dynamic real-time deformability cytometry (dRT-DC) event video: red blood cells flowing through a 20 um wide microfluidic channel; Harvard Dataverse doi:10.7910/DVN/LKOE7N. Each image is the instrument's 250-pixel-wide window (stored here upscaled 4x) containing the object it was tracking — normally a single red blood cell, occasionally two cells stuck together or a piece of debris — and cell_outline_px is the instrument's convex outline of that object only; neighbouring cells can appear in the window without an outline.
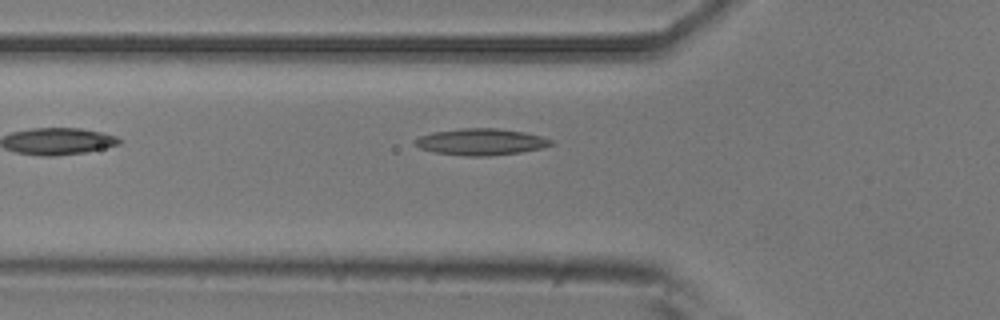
{"species": "common noctule bat (a hibernating species)", "species_latin": "Nyctalus noctula", "temperature_condition": "room temperature", "stored_images_in_passage": 32, "camera_frame_rate_fps": 3000, "um_per_image_px": 0.085, "animal": {"sex": "male", "body_mass_g": 20.5, "forearm_length_mm": 52.5}, "frame": {"image": 1, "passage_image": 4, "time_ms": 1.0, "image_size_px": [1000, 320], "cell_outline_px": [[556, 144], [544, 148], [520, 152], [488, 156], [464, 156], [436, 152], [420, 148], [412, 140], [420, 136], [432, 132], [464, 128], [496, 128], [524, 132], [540, 136], [552, 140]], "centroid_in_image_um": [40.91, 12.06], "position_along_channel_um": 84.9, "area_um2": 21.04}}
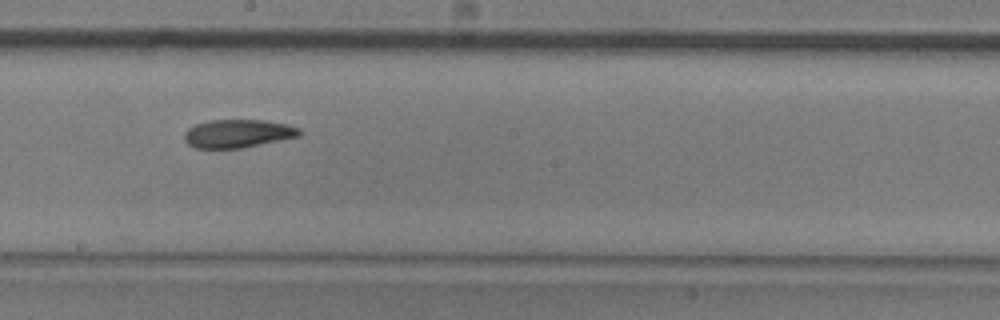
{"frame": {"image": 2, "passage_image": 15, "time_ms": 4.667, "image_size_px": [1000, 320], "cell_outline_px": [[304, 132], [300, 136], [244, 148], [192, 148], [184, 140], [184, 132], [188, 128], [196, 124], [208, 120], [264, 120], [288, 124], [300, 128]], "centroid_in_image_um": [20.24, 11.35], "position_along_channel_um": 228.0, "area_um2": 19.25}}
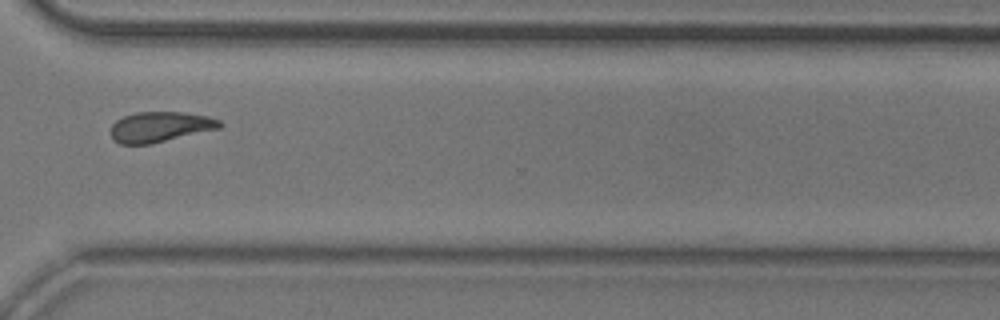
{"frame": {"image": 3, "passage_image": 25, "time_ms": 8.0, "image_size_px": [1000, 320], "cell_outline_px": [[224, 124], [220, 128], [148, 144], [120, 144], [112, 140], [112, 124], [116, 120], [124, 116], [136, 112], [184, 112], [208, 116], [220, 120]], "centroid_in_image_um": [13.61, 10.77], "position_along_channel_um": 357.0, "area_um2": 19.13}}